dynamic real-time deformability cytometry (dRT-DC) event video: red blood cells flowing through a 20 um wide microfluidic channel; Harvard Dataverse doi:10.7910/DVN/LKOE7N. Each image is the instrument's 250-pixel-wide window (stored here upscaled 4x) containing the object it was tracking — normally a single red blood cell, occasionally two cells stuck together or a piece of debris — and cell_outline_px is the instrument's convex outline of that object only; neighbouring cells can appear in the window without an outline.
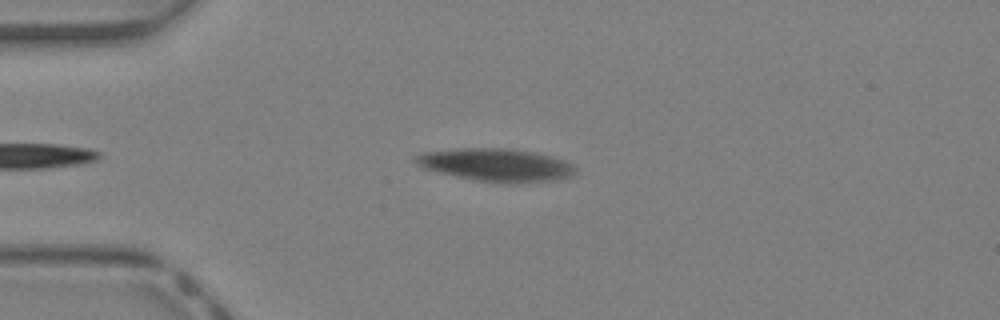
{"species": "Egyptian fruit bat (a non-hibernating species)", "species_latin": "Rousettus aegyptiacus", "temperature_condition": "warm", "stored_images_in_passage": 42, "camera_frame_rate_fps": 3000, "um_per_image_px": 0.085, "animal": {"sex": "female"}, "frame": {"image": 1, "passage_image": 4, "time_ms": 1.0, "image_size_px": [1000, 320], "cell_outline_px": [[576, 172], [572, 176], [556, 180], [512, 184], [504, 184], [476, 180], [456, 176], [424, 168], [416, 164], [412, 160], [420, 152], [456, 148], [508, 148], [532, 152], [552, 156], [564, 160], [572, 164], [576, 168]], "centroid_in_image_um": [42.17, 14.02], "position_along_channel_um": 42.8, "area_um2": 30.92}}
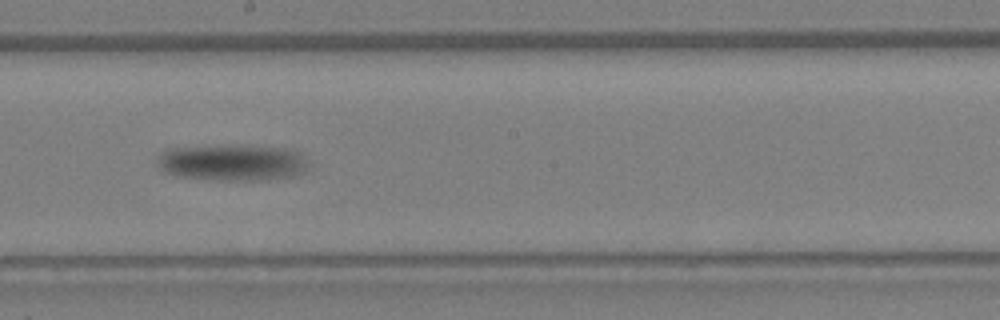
{"frame": {"image": 2, "passage_image": 20, "time_ms": 6.333, "image_size_px": [1000, 320], "cell_outline_px": [[304, 168], [300, 172], [292, 176], [252, 180], [224, 180], [176, 176], [164, 172], [156, 164], [156, 160], [160, 152], [172, 148], [288, 148], [300, 152], [304, 156]], "centroid_in_image_um": [19.66, 13.86], "position_along_channel_um": 228.5, "area_um2": 30.35}}
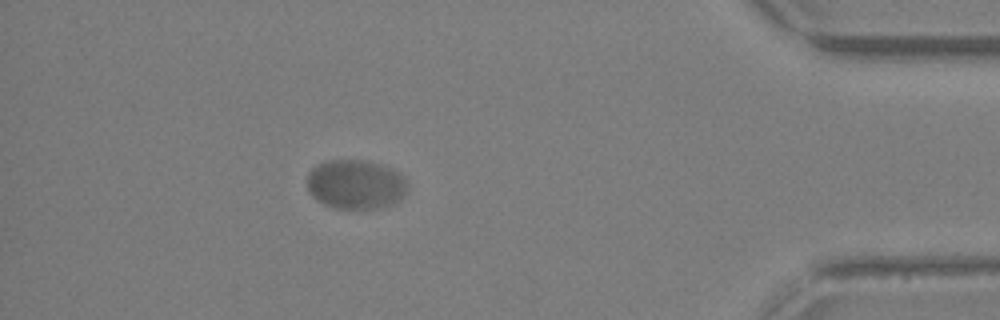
{"frame": {"image": 3, "passage_image": 37, "time_ms": 12.0, "image_size_px": [1000, 320], "cell_outline_px": [[408, 188], [404, 196], [392, 204], [376, 208], [336, 208], [324, 204], [316, 200], [308, 192], [308, 172], [316, 164], [328, 160], [360, 160], [380, 164], [392, 168], [400, 172], [404, 176], [408, 184]], "centroid_in_image_um": [30.24, 15.66], "position_along_channel_um": 405.0, "area_um2": 29.07}}